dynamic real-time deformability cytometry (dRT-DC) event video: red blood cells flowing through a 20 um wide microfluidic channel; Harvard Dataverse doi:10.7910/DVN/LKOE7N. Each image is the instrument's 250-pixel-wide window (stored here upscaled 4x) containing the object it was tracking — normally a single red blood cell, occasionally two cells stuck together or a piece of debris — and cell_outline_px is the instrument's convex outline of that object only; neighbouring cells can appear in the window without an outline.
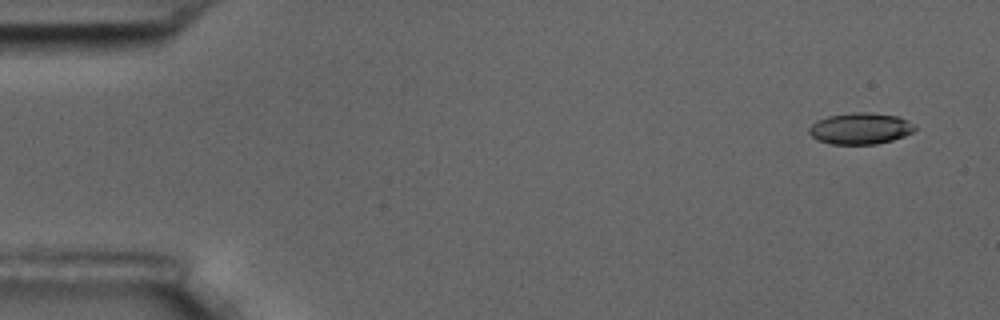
{"species": "common noctule bat (a hibernating species)", "species_latin": "Nyctalus noctula", "temperature_condition": "room temperature", "stored_images_in_passage": 5, "camera_frame_rate_fps": 3000, "um_per_image_px": 0.085, "animal": {"sex": "male", "body_mass_g": 17.5, "forearm_length_mm": 52.3}, "frame": {"image": 1, "passage_image": 1, "time_ms": 0.0, "image_size_px": [1000, 320], "cell_outline_px": [[916, 128], [912, 132], [904, 136], [892, 140], [876, 144], [832, 144], [816, 140], [808, 132], [808, 128], [816, 120], [828, 116], [852, 112], [868, 112], [896, 116], [916, 124]], "centroid_in_image_um": [73.11, 10.92], "position_along_channel_um": 11.9, "area_um2": 19.42}}
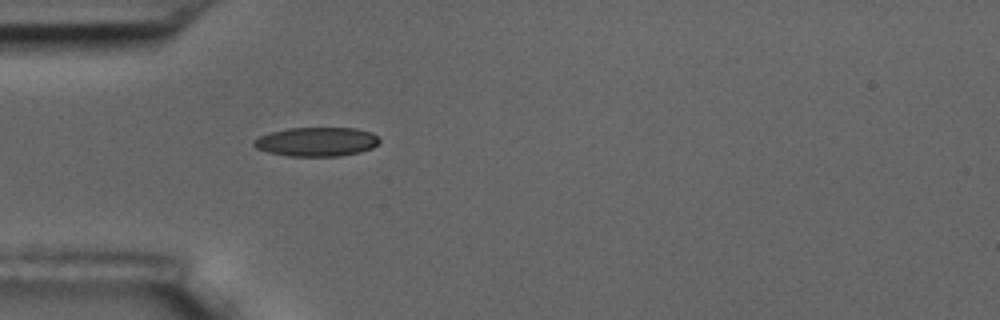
{"frame": {"image": 2, "passage_image": 5, "time_ms": 4.667, "image_size_px": [1000, 320], "cell_outline_px": [[380, 140], [372, 148], [360, 152], [340, 156], [288, 156], [268, 152], [256, 148], [252, 144], [252, 140], [260, 136], [272, 132], [288, 128], [356, 128], [372, 132]], "centroid_in_image_um": [26.9, 12.05], "position_along_channel_um": 58.1, "area_um2": 21.27}}